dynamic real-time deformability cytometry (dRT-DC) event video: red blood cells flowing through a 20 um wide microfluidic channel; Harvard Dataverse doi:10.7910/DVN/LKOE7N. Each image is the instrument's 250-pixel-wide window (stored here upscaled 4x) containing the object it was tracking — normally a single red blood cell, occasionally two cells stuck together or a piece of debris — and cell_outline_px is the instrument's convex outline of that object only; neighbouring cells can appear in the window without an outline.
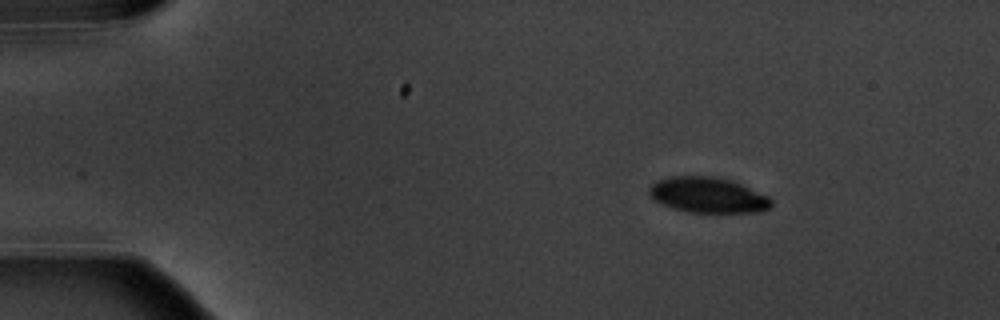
{"species": "common noctule bat (a hibernating species)", "species_latin": "Nyctalus noctula", "temperature_condition": "warm", "stored_images_in_passage": 7, "camera_frame_rate_fps": 3000, "um_per_image_px": 0.085, "animal": {"sex": "male", "body_mass_g": 20.1, "forearm_length_mm": 53.5}, "frame": {"image": 1, "passage_image": 1, "time_ms": 0.0, "image_size_px": [1000, 320], "cell_outline_px": [[772, 208], [760, 212], [688, 212], [672, 208], [660, 204], [652, 200], [648, 192], [648, 188], [656, 180], [672, 176], [712, 176], [732, 180], [768, 196], [772, 200]], "centroid_in_image_um": [60.14, 16.58], "position_along_channel_um": 24.9, "area_um2": 25.55}}
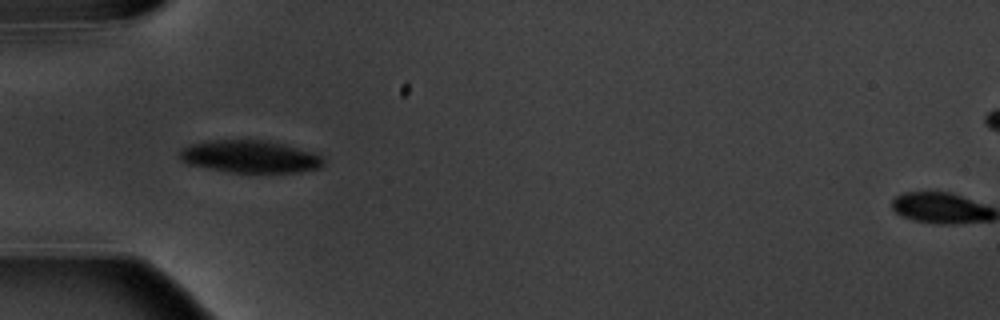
{"frame": {"image": 2, "passage_image": 4, "time_ms": 3.333, "image_size_px": [1000, 320], "cell_outline_px": [[324, 164], [320, 168], [300, 172], [228, 172], [188, 164], [180, 160], [180, 148], [192, 144], [208, 140], [268, 140], [284, 144], [312, 152], [324, 156]], "centroid_in_image_um": [21.27, 13.31], "position_along_channel_um": 63.7, "area_um2": 27.28}}